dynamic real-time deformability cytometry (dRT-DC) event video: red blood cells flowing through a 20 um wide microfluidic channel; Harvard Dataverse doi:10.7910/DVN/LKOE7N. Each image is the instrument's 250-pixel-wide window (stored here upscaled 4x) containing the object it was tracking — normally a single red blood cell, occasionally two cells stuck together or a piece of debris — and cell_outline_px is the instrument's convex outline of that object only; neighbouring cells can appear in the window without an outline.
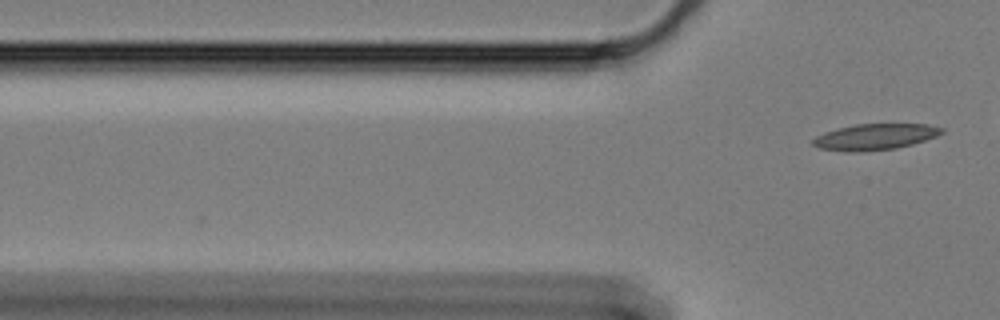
{"species": "Egyptian fruit bat (a non-hibernating species)", "species_latin": "Rousettus aegyptiacus", "temperature_condition": "cold", "stored_images_in_passage": 5, "camera_frame_rate_fps": 3000, "um_per_image_px": 0.085, "animal": {"sex": "female"}, "frame": {"image": 1, "passage_image": 5, "time_ms": 1.333, "image_size_px": [1000, 320], "cell_outline_px": [[944, 132], [936, 136], [912, 144], [896, 148], [864, 152], [848, 152], [820, 148], [812, 144], [812, 140], [816, 136], [824, 132], [856, 124], [928, 124], [944, 128]], "centroid_in_image_um": [74.38, 11.63], "position_along_channel_um": 51.4, "area_um2": 19.54}}